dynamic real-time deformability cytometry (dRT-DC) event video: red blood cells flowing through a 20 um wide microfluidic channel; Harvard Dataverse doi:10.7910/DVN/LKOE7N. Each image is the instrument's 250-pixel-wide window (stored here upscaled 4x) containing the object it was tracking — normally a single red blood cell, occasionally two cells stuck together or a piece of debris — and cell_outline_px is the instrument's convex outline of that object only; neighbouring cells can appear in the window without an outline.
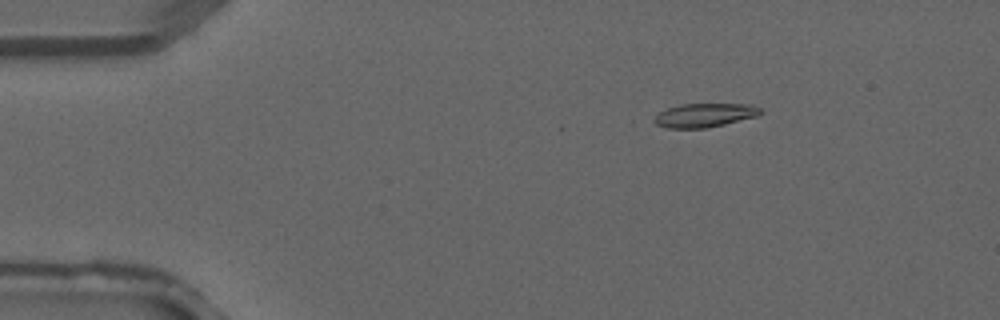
{"species": "common noctule bat (a hibernating species)", "species_latin": "Nyctalus noctula", "temperature_condition": "warm", "stored_images_in_passage": 3, "camera_frame_rate_fps": 3000, "um_per_image_px": 0.085, "animal": {"sex": "male", "forearm_length_mm": 52.5}, "frame": {"image": 1, "passage_image": 3, "time_ms": 0.667, "image_size_px": [1000, 320], "cell_outline_px": [[764, 112], [756, 116], [724, 124], [704, 128], [668, 128], [656, 124], [648, 120], [660, 112], [668, 108], [680, 104], [752, 104], [760, 108]], "centroid_in_image_um": [59.85, 9.79], "position_along_channel_um": 25.2, "area_um2": 14.8}}